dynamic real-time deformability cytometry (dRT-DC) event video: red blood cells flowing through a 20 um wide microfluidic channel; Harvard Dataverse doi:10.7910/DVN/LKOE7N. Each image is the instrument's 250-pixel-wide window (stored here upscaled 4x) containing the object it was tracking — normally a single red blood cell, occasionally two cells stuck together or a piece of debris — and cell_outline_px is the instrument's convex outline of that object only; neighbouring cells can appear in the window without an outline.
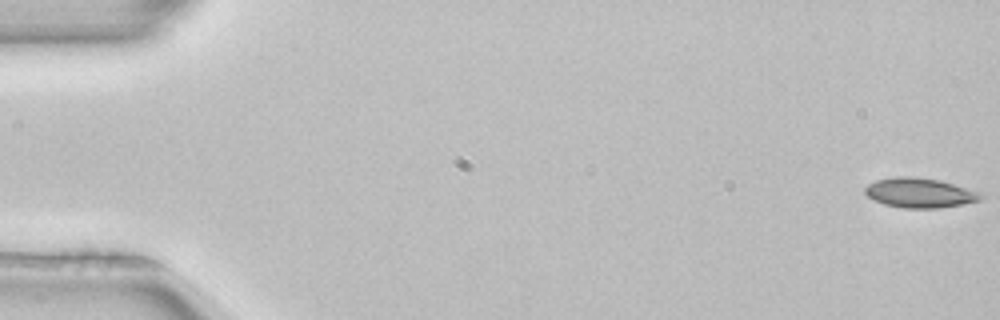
{"species": "common noctule bat (a hibernating species)", "species_latin": "Nyctalus noctula", "temperature_condition": "room temperature", "stored_images_in_passage": 17, "camera_frame_rate_fps": 3000, "um_per_image_px": 0.085, "animal": {"sex": "female", "body_mass_g": 22.7, "forearm_length_mm": 54.2}, "frame": {"image": 1, "passage_image": 1, "time_ms": 0.0, "image_size_px": [1000, 320], "cell_outline_px": [[984, 196], [980, 200], [940, 208], [904, 208], [884, 204], [872, 200], [864, 192], [864, 188], [868, 184], [876, 180], [900, 176], [916, 176], [940, 180], [984, 192]], "centroid_in_image_um": [78.2, 16.38], "position_along_channel_um": 6.8, "area_um2": 20.29}}
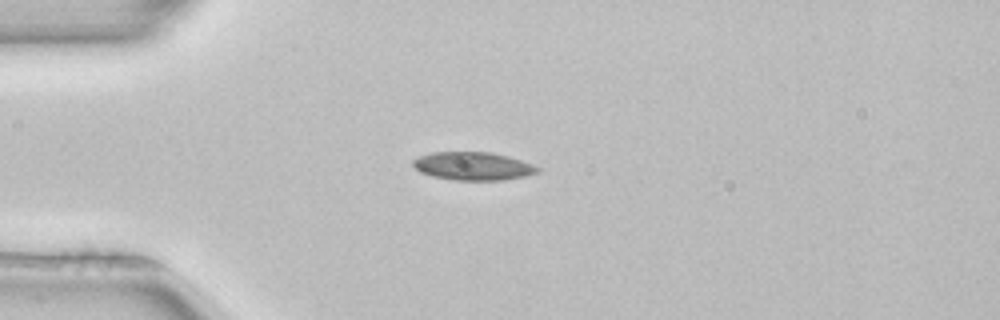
{"frame": {"image": 2, "passage_image": 14, "time_ms": 4.333, "image_size_px": [1000, 320], "cell_outline_px": [[540, 172], [524, 176], [504, 180], [452, 180], [432, 176], [420, 172], [412, 164], [412, 160], [420, 156], [432, 152], [492, 152], [508, 156], [532, 164], [540, 168]], "centroid_in_image_um": [40.21, 14.12], "position_along_channel_um": 44.8, "area_um2": 20.46}}